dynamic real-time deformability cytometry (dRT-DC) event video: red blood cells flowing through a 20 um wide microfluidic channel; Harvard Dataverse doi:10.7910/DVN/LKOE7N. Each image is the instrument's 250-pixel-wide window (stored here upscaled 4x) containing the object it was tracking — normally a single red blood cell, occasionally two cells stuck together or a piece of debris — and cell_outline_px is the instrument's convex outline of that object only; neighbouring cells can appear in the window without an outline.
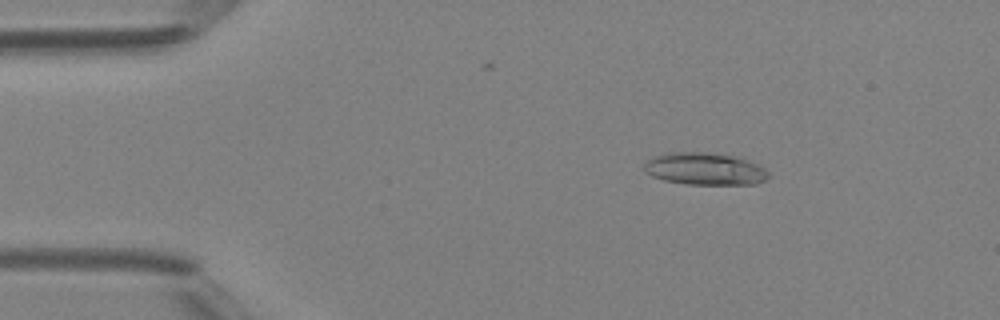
{"species": "Egyptian fruit bat (a non-hibernating species)", "species_latin": "Rousettus aegyptiacus", "temperature_condition": "room temperature", "stored_images_in_passage": 49, "camera_frame_rate_fps": 3000, "um_per_image_px": 0.085, "animal": {"sex": "female"}, "frame": {"image": 1, "passage_image": 8, "time_ms": 2.333, "image_size_px": [1000, 320], "cell_outline_px": [[768, 176], [764, 180], [756, 184], [684, 184], [664, 180], [652, 176], [644, 172], [644, 164], [652, 156], [664, 152], [712, 152], [736, 156], [748, 160], [764, 168], [768, 172]], "centroid_in_image_um": [59.86, 14.34], "position_along_channel_um": 25.1, "area_um2": 23.58}}
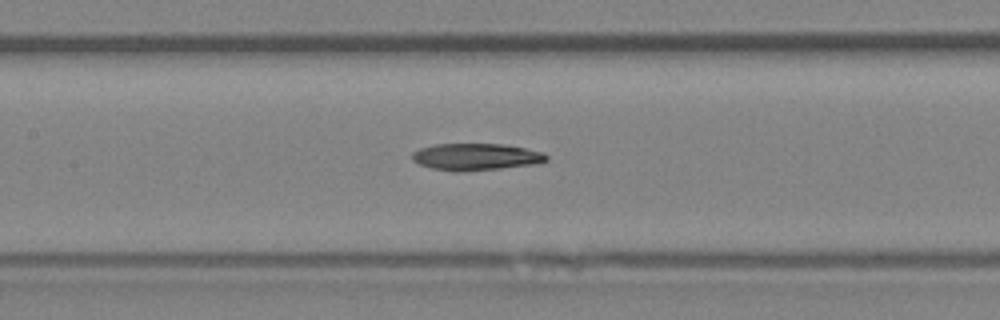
{"frame": {"image": 2, "passage_image": 23, "time_ms": 7.333, "image_size_px": [1000, 320], "cell_outline_px": [[548, 160], [532, 164], [500, 168], [460, 172], [452, 172], [432, 168], [420, 164], [412, 160], [412, 152], [420, 148], [436, 144], [504, 144], [544, 152], [548, 156]], "centroid_in_image_um": [40.43, 13.33], "position_along_channel_um": 167.0, "area_um2": 20.98}}
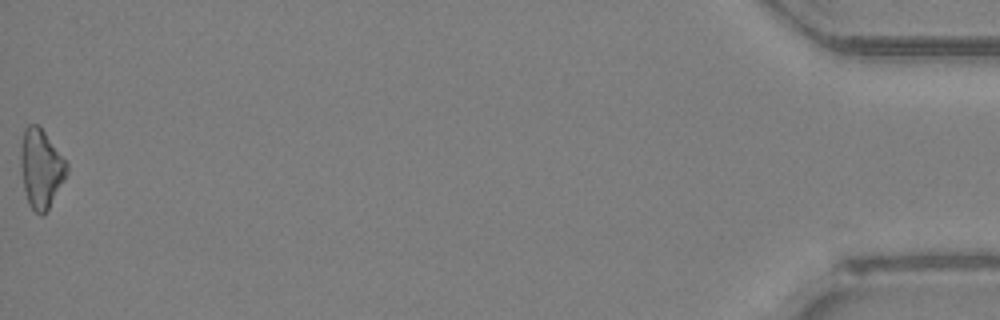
{"frame": {"image": 3, "passage_image": 49, "time_ms": 16.0, "image_size_px": [1000, 320], "cell_outline_px": [[68, 172], [64, 180], [48, 208], [40, 216], [28, 204], [24, 188], [20, 164], [20, 144], [24, 128], [28, 124], [36, 124], [44, 132], [68, 164]], "centroid_in_image_um": [3.46, 14.3], "position_along_channel_um": 431.7, "area_um2": 20.92}}